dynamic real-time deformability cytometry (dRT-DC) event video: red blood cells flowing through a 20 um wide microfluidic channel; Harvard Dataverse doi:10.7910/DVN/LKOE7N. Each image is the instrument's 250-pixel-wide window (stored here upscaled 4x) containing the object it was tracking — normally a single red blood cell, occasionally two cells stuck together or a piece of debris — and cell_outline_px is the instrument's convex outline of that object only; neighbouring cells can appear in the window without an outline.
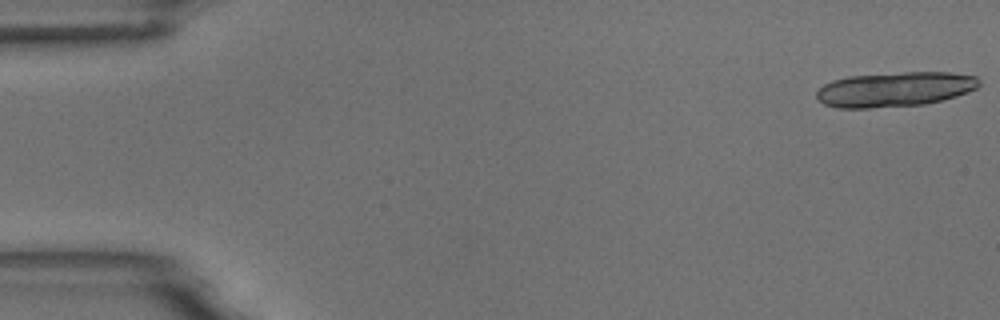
{"species": "common noctule bat (a hibernating species)", "species_latin": "Nyctalus noctula", "temperature_condition": "room temperature", "stored_images_in_passage": 9, "camera_frame_rate_fps": 3000, "um_per_image_px": 0.085, "animal": {"sex": "male", "body_mass_g": 18.8}, "frame": {"image": 1, "passage_image": 1, "time_ms": 0.0, "image_size_px": [1000, 320], "cell_outline_px": [[980, 84], [976, 88], [968, 92], [956, 96], [924, 104], [868, 108], [836, 108], [824, 104], [816, 96], [816, 92], [824, 84], [832, 80], [848, 76], [904, 72], [952, 72], [976, 76], [980, 80]], "centroid_in_image_um": [76.06, 7.58], "position_along_channel_um": 8.9, "area_um2": 32.95}}
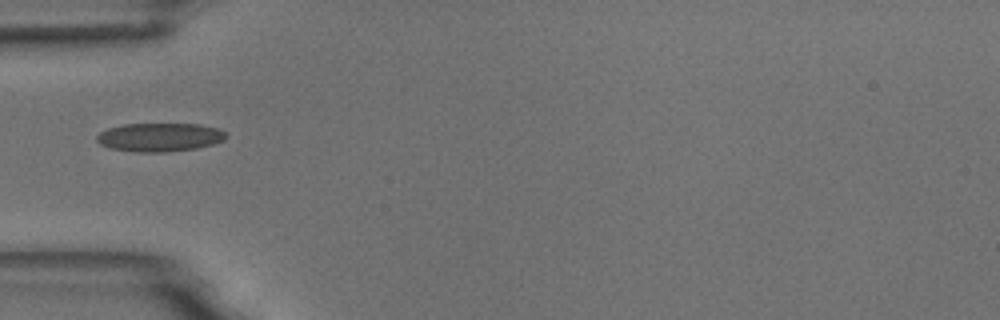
{"frame": {"image": 2, "passage_image": 6, "time_ms": 5.667, "image_size_px": [1000, 320], "cell_outline_px": [[228, 136], [224, 140], [212, 144], [196, 148], [168, 152], [136, 152], [112, 148], [100, 144], [96, 140], [96, 136], [100, 132], [108, 128], [124, 124], [200, 124], [216, 128], [224, 132]], "centroid_in_image_um": [13.56, 11.66], "position_along_channel_um": 71.4, "area_um2": 21.44}}
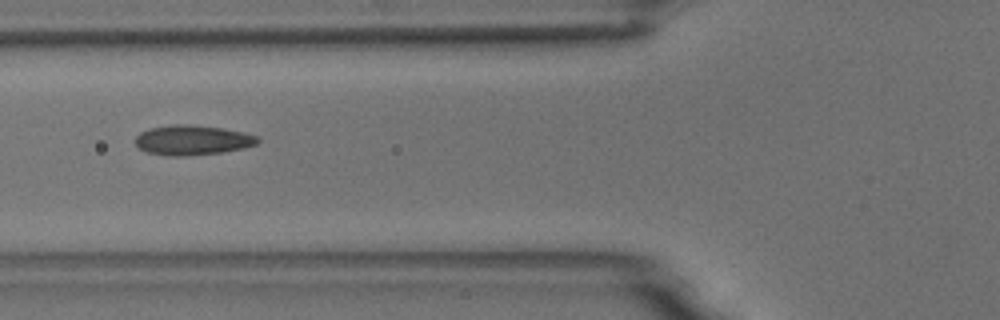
{"frame": {"image": 3, "passage_image": 7, "time_ms": 6.667, "image_size_px": [1000, 320], "cell_outline_px": [[260, 140], [256, 144], [244, 148], [220, 152], [184, 156], [168, 156], [148, 152], [136, 148], [136, 136], [140, 132], [148, 128], [172, 124], [188, 124], [220, 128], [244, 132], [256, 136]], "centroid_in_image_um": [16.31, 11.9], "position_along_channel_um": 109.5, "area_um2": 21.27}}